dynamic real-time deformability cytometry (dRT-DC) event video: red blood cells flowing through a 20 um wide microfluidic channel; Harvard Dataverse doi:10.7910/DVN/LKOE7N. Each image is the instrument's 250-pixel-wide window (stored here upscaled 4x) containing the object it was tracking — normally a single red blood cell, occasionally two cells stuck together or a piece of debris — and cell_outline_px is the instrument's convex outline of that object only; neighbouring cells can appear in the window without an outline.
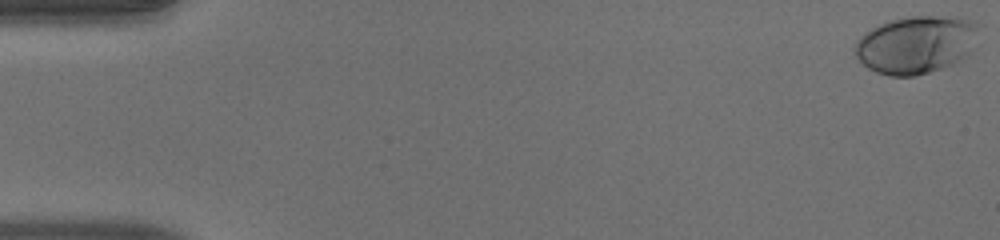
{"species": "human", "species_latin": "Homo sapiens", "temperature_condition": "warm", "stored_images_in_passage": 52, "camera_frame_rate_fps": 3000, "um_per_image_px": 0.085, "donor": {"sex": "male"}, "frame": {"image": 1, "passage_image": 1, "time_ms": 0.0, "image_size_px": [1000, 240], "cell_outline_px": [[984, 24], [968, 52], [960, 60], [952, 64], [928, 72], [912, 76], [888, 76], [876, 72], [868, 68], [852, 52], [856, 40], [864, 32], [888, 20], [908, 16], [956, 16]], "centroid_in_image_um": [77.86, 3.76], "position_along_channel_um": 7.1, "area_um2": 42.02}}
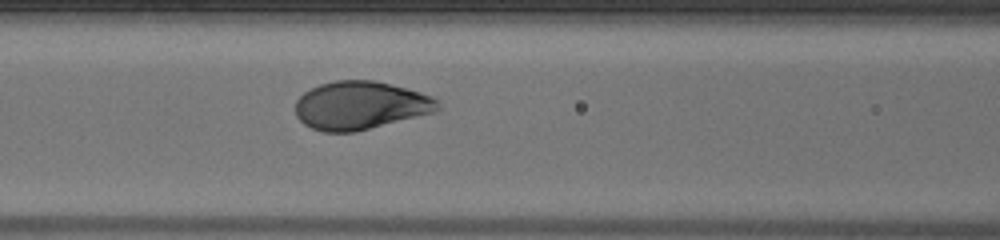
{"frame": {"image": 2, "passage_image": 23, "time_ms": 7.333, "image_size_px": [1000, 240], "cell_outline_px": [[440, 108], [436, 112], [356, 132], [324, 132], [312, 128], [304, 124], [296, 116], [296, 100], [304, 92], [320, 84], [336, 80], [376, 80], [420, 92], [432, 96], [440, 100]], "centroid_in_image_um": [30.66, 8.96], "position_along_channel_um": 135.9, "area_um2": 40.23}}
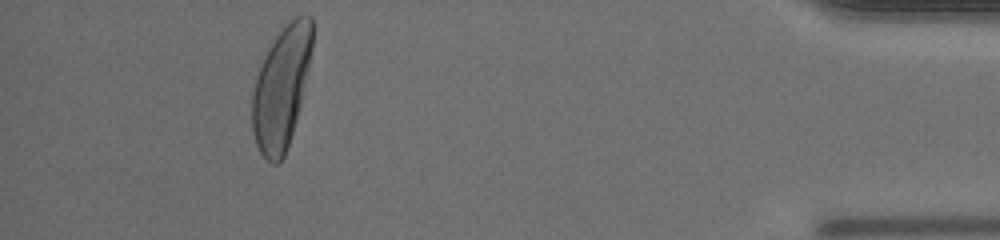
{"frame": {"image": 3, "passage_image": 48, "time_ms": 15.667, "image_size_px": [1000, 240], "cell_outline_px": [[312, 48], [300, 108], [284, 156], [276, 164], [272, 164], [260, 152], [256, 144], [252, 132], [252, 88], [268, 40], [276, 32], [296, 16], [312, 16]], "centroid_in_image_um": [23.88, 7.39], "position_along_channel_um": 411.3, "area_um2": 43.18}, "authors_computed_cell_mechanics": {"area_um2": 40.0554, "velocity_mm_per_s": 3.9976, "shape_relaxation_time_tau1_ms": 1.939, "shape_relaxation_time_tau2_ms": null, "deformation_change_tau1": 0.1657, "deformation_change_tau2": null}}